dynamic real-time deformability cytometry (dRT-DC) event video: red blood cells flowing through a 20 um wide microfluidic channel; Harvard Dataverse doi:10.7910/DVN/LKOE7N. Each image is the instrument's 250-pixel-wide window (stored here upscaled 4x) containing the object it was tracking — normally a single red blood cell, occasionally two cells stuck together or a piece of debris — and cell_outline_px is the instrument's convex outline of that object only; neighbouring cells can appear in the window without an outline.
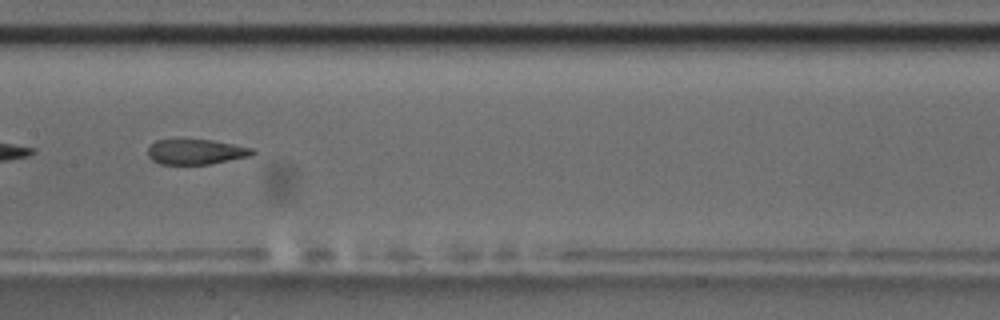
{"species": "common noctule bat (a hibernating species)", "species_latin": "Nyctalus noctula", "temperature_condition": "room temperature", "stored_images_in_passage": 9, "segment_of_instrument_passage": [2, 2], "camera_frame_rate_fps": 3000, "um_per_image_px": 0.085, "animal": {"sex": "male", "body_mass_g": 17.5, "forearm_length_mm": 52.3}, "frame": {"image": 1, "passage_image": 8, "time_ms": 8.0, "image_size_px": [1000, 320], "cell_outline_px": [[256, 152], [248, 156], [208, 164], [160, 164], [152, 160], [148, 156], [148, 148], [156, 140], [212, 140], [252, 148]], "centroid_in_image_um": [16.62, 12.91], "position_along_channel_um": 190.8, "area_um2": 15.03}}